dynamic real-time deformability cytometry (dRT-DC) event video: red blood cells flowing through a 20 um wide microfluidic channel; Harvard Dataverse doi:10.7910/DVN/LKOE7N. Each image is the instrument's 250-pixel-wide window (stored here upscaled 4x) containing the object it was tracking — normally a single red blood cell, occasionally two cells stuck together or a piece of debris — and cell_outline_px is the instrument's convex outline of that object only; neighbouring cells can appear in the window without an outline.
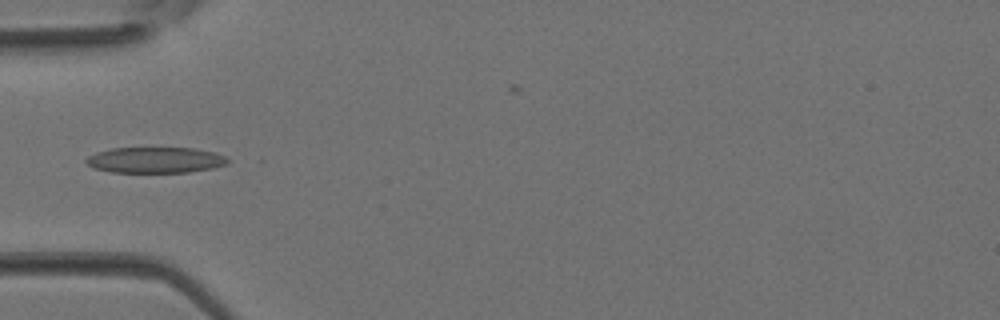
{"species": "Egyptian fruit bat (a non-hibernating species)", "species_latin": "Rousettus aegyptiacus", "temperature_condition": "room temperature", "stored_images_in_passage": 3, "camera_frame_rate_fps": 3000, "um_per_image_px": 0.085, "animal": {"sex": "female"}, "frame": {"image": 1, "passage_image": 3, "time_ms": 0.667, "image_size_px": [1000, 320], "cell_outline_px": [[228, 164], [212, 168], [188, 172], [112, 172], [92, 168], [84, 160], [88, 156], [96, 152], [112, 148], [196, 148], [212, 152], [224, 156], [228, 160]], "centroid_in_image_um": [13.17, 13.6], "position_along_channel_um": 71.8, "area_um2": 21.27}}